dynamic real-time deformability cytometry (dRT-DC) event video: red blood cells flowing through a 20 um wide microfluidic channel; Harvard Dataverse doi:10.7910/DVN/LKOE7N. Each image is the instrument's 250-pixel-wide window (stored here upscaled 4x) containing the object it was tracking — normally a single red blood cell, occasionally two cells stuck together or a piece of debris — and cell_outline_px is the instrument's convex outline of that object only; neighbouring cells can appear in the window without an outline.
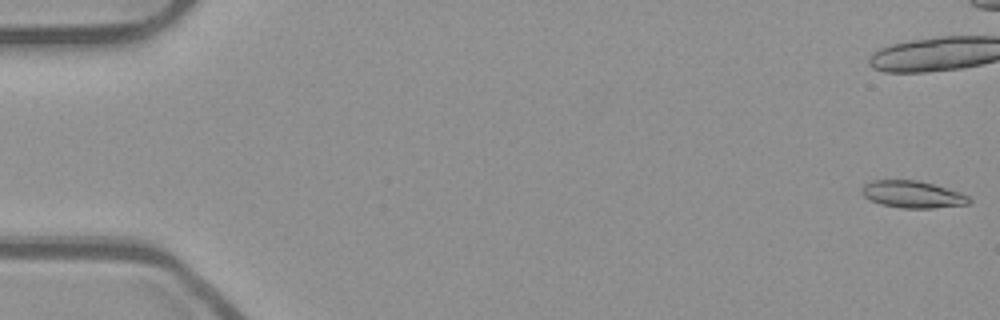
{"species": "common noctule bat (a hibernating species)", "species_latin": "Nyctalus noctula", "temperature_condition": "room temperature", "stored_images_in_passage": 23, "camera_frame_rate_fps": 3000, "um_per_image_px": 0.085, "animal": {"sex": "male", "body_mass_g": 23.1, "forearm_length_mm": 52.7}, "frame": {"image": 1, "passage_image": 1, "time_ms": 0.0, "image_size_px": [1000, 320], "cell_outline_px": [[972, 204], [932, 208], [900, 208], [880, 204], [864, 196], [860, 192], [860, 188], [864, 184], [872, 180], [916, 180], [932, 184], [960, 192], [968, 196], [972, 200]], "centroid_in_image_um": [77.56, 16.53], "position_along_channel_um": 7.4, "area_um2": 16.99}}